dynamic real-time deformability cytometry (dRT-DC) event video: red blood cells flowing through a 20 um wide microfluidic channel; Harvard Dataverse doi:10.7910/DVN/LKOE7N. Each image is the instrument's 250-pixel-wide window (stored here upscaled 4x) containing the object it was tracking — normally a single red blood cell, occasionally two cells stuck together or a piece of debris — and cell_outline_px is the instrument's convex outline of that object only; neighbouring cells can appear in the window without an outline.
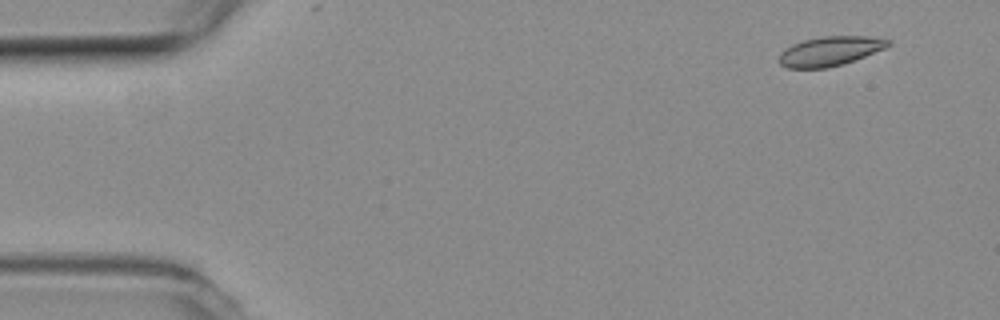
{"species": "common noctule bat (a hibernating species)", "species_latin": "Nyctalus noctula", "temperature_condition": "room temperature", "stored_images_in_passage": 6, "camera_frame_rate_fps": 3000, "um_per_image_px": 0.085, "animal": {"sex": "female", "body_mass_g": 19.3, "forearm_length_mm": 54.1}, "frame": {"image": 1, "passage_image": 4, "time_ms": 1.0, "image_size_px": [1000, 320], "cell_outline_px": [[892, 44], [884, 48], [844, 64], [828, 68], [788, 68], [780, 64], [780, 52], [784, 48], [792, 44], [804, 40], [824, 36], [864, 36], [892, 40]], "centroid_in_image_um": [70.54, 4.35], "position_along_channel_um": 14.5, "area_um2": 18.61}}